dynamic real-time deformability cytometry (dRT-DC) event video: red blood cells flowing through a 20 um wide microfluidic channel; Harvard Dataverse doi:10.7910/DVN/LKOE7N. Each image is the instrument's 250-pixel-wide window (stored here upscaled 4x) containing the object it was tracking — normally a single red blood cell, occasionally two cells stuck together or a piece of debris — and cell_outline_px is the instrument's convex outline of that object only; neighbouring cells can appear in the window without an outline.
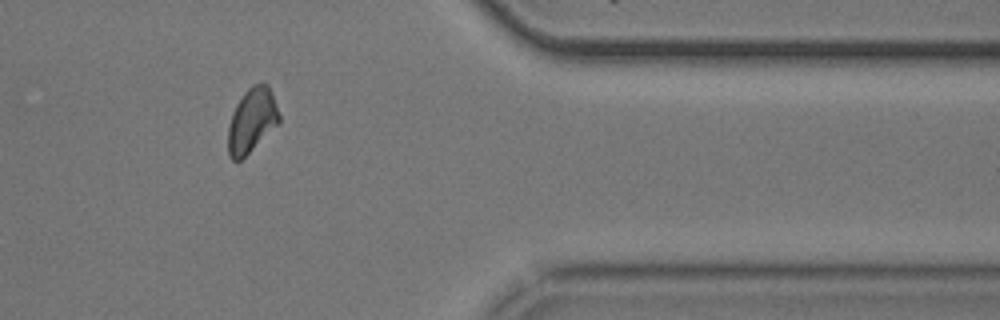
{"species": "common noctule bat (a hibernating species)", "species_latin": "Nyctalus noctula", "temperature_condition": "cold", "stored_images_in_passage": 14, "camera_frame_rate_fps": 3000, "um_per_image_px": 0.085, "animal": {"sex": "male", "body_mass_g": 20.5, "forearm_length_mm": 52.5}, "frame": {"image": 1, "passage_image": 12, "time_ms": 14.667, "image_size_px": [1000, 320], "cell_outline_px": [[280, 124], [240, 160], [232, 160], [228, 156], [228, 128], [232, 112], [236, 104], [244, 92], [252, 84], [268, 84], [280, 116]], "centroid_in_image_um": [21.4, 10.25], "position_along_channel_um": 390.0, "area_um2": 19.13}}